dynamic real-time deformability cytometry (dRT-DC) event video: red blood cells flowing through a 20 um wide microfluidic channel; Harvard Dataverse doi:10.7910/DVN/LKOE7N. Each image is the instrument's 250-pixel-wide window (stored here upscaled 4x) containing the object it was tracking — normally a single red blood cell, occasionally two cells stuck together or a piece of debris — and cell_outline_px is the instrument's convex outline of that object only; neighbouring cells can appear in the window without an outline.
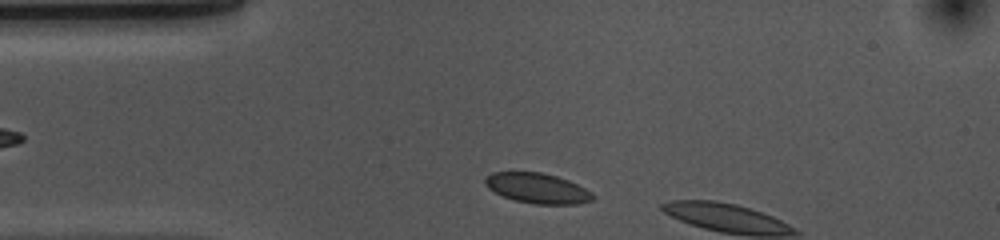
{"species": "common noctule bat (a hibernating species)", "species_latin": "Nyctalus noctula", "temperature_condition": "cold", "stored_images_in_passage": 4, "camera_frame_rate_fps": 3000, "um_per_image_px": 0.085, "animal": {"sex": "female", "body_mass_g": 10.0, "forearm_length_mm": 53.1}, "frame": {"image": 1, "passage_image": 2, "time_ms": 0.333, "image_size_px": [1000, 240], "cell_outline_px": [[596, 200], [576, 204], [536, 204], [516, 200], [504, 196], [488, 188], [484, 184], [484, 180], [492, 172], [540, 172], [556, 176], [568, 180], [592, 192], [596, 196]], "centroid_in_image_um": [45.72, 16.0], "position_along_channel_um": 39.3, "area_um2": 18.84}}